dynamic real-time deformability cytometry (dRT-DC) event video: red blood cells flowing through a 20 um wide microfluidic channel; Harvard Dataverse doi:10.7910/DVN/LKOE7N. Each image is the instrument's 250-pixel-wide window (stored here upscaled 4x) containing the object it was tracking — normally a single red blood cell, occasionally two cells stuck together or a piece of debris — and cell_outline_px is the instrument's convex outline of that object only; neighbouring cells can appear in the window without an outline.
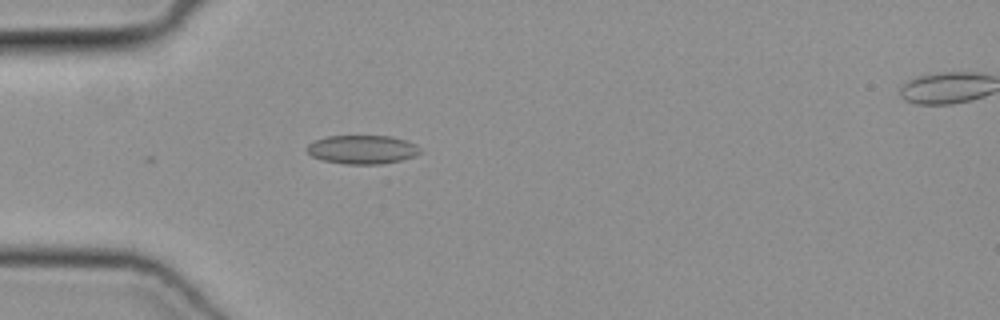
{"species": "common noctule bat (a hibernating species)", "species_latin": "Nyctalus noctula", "temperature_condition": "cold", "stored_images_in_passage": 22, "camera_frame_rate_fps": 3000, "um_per_image_px": 0.085, "animal": {"sex": "female", "body_mass_g": 19.3, "forearm_length_mm": 54.1}, "frame": {"image": 1, "passage_image": 1, "time_ms": 0.0, "image_size_px": [1000, 320], "cell_outline_px": [[420, 152], [416, 156], [400, 160], [380, 164], [344, 164], [324, 160], [312, 156], [304, 148], [308, 144], [316, 140], [328, 136], [392, 136], [408, 140], [416, 144], [420, 148]], "centroid_in_image_um": [30.82, 12.7], "position_along_channel_um": 54.2, "area_um2": 19.02}}
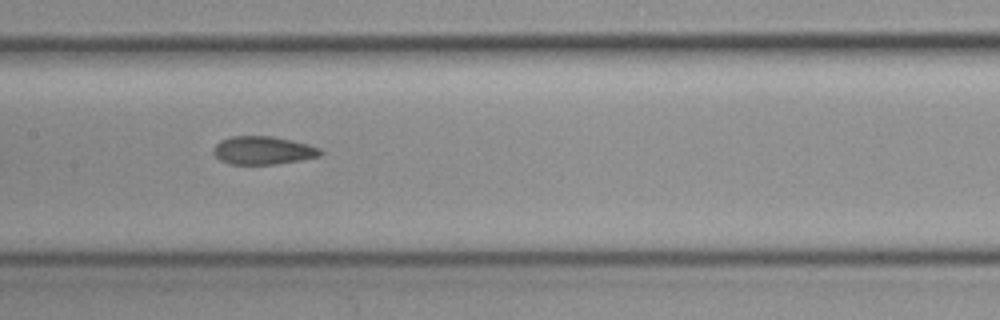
{"frame": {"image": 2, "passage_image": 11, "time_ms": 3.333, "image_size_px": [1000, 320], "cell_outline_px": [[324, 152], [320, 156], [300, 160], [276, 164], [228, 164], [220, 160], [212, 152], [212, 148], [220, 140], [232, 136], [272, 136], [292, 140], [308, 144], [320, 148]], "centroid_in_image_um": [22.35, 12.78], "position_along_channel_um": 185.1, "area_um2": 17.69}}
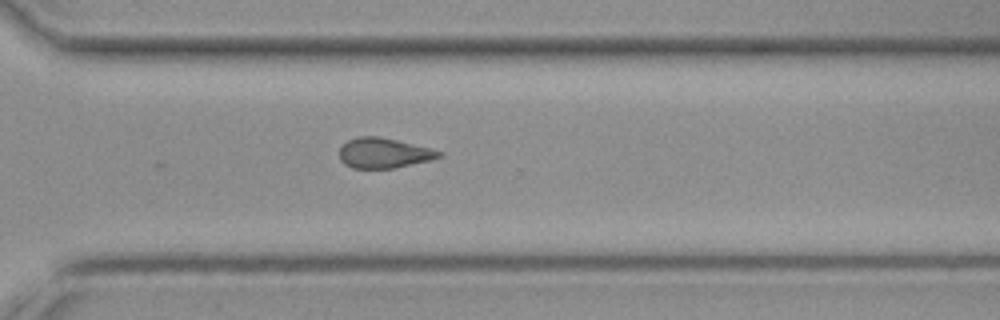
{"frame": {"image": 3, "passage_image": 22, "time_ms": 7.0, "image_size_px": [1000, 320], "cell_outline_px": [[444, 156], [432, 160], [396, 168], [352, 168], [344, 164], [340, 160], [340, 148], [348, 140], [356, 136], [380, 136], [432, 148], [444, 152]], "centroid_in_image_um": [32.67, 13.0], "position_along_channel_um": 337.9, "area_um2": 17.8}}